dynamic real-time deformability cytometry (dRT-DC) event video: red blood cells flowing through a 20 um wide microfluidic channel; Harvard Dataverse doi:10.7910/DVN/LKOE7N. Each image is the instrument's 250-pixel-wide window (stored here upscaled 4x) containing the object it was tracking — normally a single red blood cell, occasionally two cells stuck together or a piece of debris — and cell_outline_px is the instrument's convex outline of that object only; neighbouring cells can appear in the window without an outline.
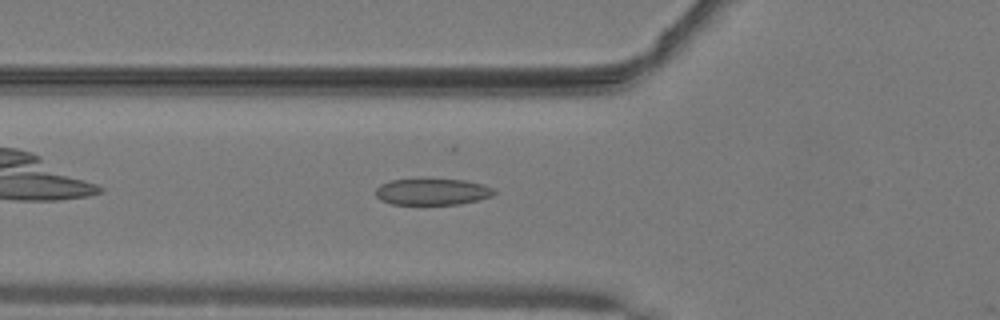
{"species": "common noctule bat (a hibernating species)", "species_latin": "Nyctalus noctula", "temperature_condition": "warm", "stored_images_in_passage": 35, "camera_frame_rate_fps": 3000, "um_per_image_px": 0.085, "animal": {"sex": "male", "body_mass_g": 19.2, "forearm_length_mm": 51.8}, "frame": {"image": 1, "passage_image": 3, "time_ms": 0.667, "image_size_px": [1000, 320], "cell_outline_px": [[496, 192], [492, 196], [460, 204], [392, 204], [380, 200], [376, 196], [376, 188], [380, 184], [388, 180], [464, 180], [484, 184], [492, 188]], "centroid_in_image_um": [36.73, 16.31], "position_along_channel_um": 89.1, "area_um2": 18.03}}
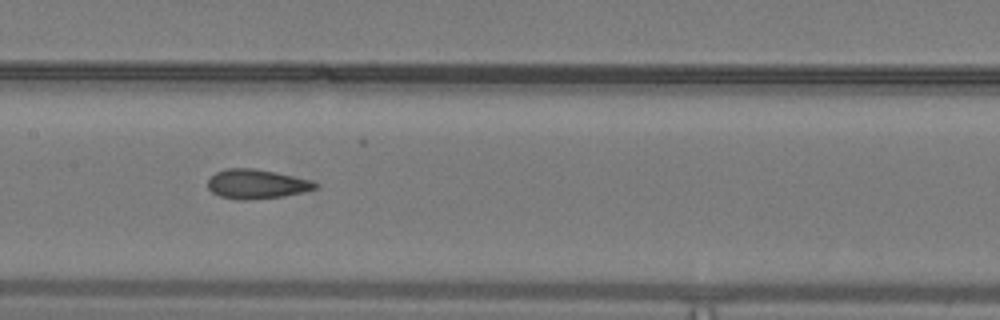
{"frame": {"image": 2, "passage_image": 10, "time_ms": 3.0, "image_size_px": [1000, 320], "cell_outline_px": [[316, 188], [300, 192], [280, 196], [248, 200], [240, 200], [220, 196], [212, 192], [208, 188], [208, 180], [216, 172], [228, 168], [252, 168], [312, 180], [316, 184]], "centroid_in_image_um": [21.75, 15.64], "position_along_channel_um": 185.6, "area_um2": 17.92}}
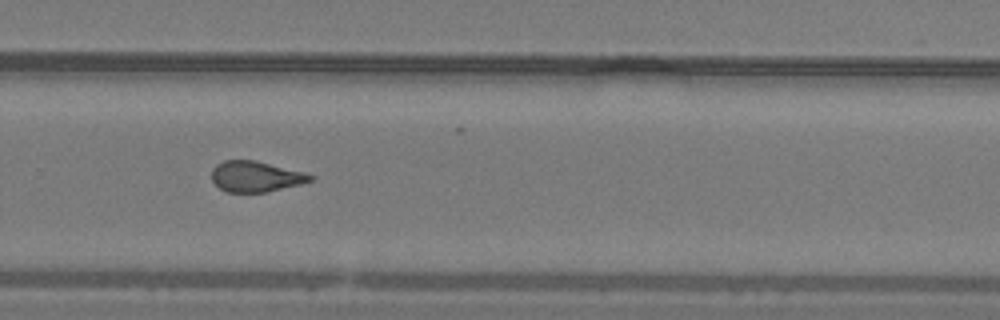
{"frame": {"image": 3, "passage_image": 19, "time_ms": 6.0, "image_size_px": [1000, 320], "cell_outline_px": [[316, 176], [312, 180], [300, 184], [264, 192], [228, 192], [220, 188], [212, 180], [212, 168], [216, 164], [224, 160], [256, 160], [304, 172]], "centroid_in_image_um": [21.73, 14.99], "position_along_channel_um": 308.1, "area_um2": 17.57}, "authors_computed_cell_mechanics": {"area_um2": 18.2648, "velocity_mm_per_s": 4.0977, "shape_relaxation_time_tau1_ms": null, "shape_relaxation_time_tau2_ms": 1.5829, "deformation_change_tau1": null, "deformation_change_tau2": 0.0937}}